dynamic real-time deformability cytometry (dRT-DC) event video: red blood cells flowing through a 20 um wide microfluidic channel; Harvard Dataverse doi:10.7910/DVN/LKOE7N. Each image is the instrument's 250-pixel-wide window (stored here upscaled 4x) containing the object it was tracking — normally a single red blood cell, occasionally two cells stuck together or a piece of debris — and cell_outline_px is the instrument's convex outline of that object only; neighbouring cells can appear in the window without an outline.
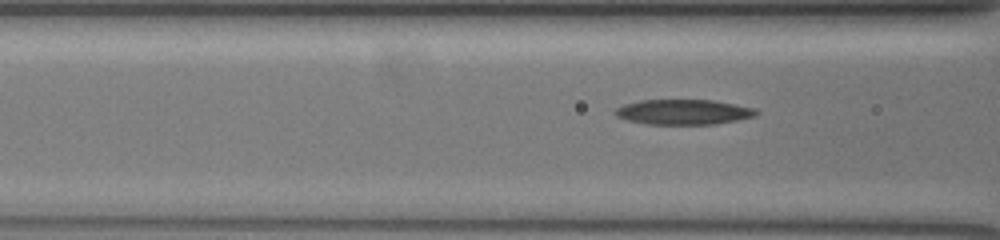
{"species": "common noctule bat (a hibernating species)", "species_latin": "Nyctalus noctula", "temperature_condition": "warm", "stored_images_in_passage": 8, "camera_frame_rate_fps": 3000, "um_per_image_px": 0.085, "animal": {"sex": "female", "body_mass_g": 19.5, "forearm_length_mm": 54.1}, "frame": {"image": 1, "passage_image": 6, "time_ms": 1.667, "image_size_px": [1000, 240], "cell_outline_px": [[760, 112], [752, 116], [736, 120], [712, 124], [648, 124], [628, 120], [616, 116], [616, 108], [624, 104], [640, 100], [712, 100], [752, 108]], "centroid_in_image_um": [58.05, 9.51], "position_along_channel_um": 108.6, "area_um2": 20.23}}